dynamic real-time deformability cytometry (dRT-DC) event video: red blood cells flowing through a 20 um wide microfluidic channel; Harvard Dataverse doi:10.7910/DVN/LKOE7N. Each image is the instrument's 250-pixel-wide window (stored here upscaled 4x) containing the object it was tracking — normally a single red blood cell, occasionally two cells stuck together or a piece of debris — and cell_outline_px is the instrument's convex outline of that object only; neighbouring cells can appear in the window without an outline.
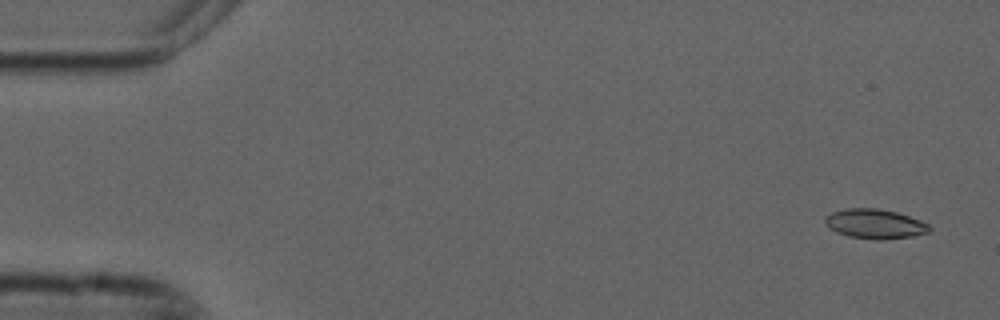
{"species": "common noctule bat (a hibernating species)", "species_latin": "Nyctalus noctula", "temperature_condition": "cold", "stored_images_in_passage": 4, "camera_frame_rate_fps": 3000, "um_per_image_px": 0.085, "animal": {"sex": "male", "forearm_length_mm": 52.5}, "frame": {"image": 1, "passage_image": 1, "time_ms": 0.0, "image_size_px": [1000, 320], "cell_outline_px": [[932, 228], [928, 232], [912, 236], [880, 240], [876, 240], [848, 236], [836, 232], [828, 228], [824, 220], [824, 216], [832, 212], [844, 208], [876, 208], [896, 212], [920, 220], [928, 224]], "centroid_in_image_um": [74.33, 19.03], "position_along_channel_um": 10.7, "area_um2": 18.03}}